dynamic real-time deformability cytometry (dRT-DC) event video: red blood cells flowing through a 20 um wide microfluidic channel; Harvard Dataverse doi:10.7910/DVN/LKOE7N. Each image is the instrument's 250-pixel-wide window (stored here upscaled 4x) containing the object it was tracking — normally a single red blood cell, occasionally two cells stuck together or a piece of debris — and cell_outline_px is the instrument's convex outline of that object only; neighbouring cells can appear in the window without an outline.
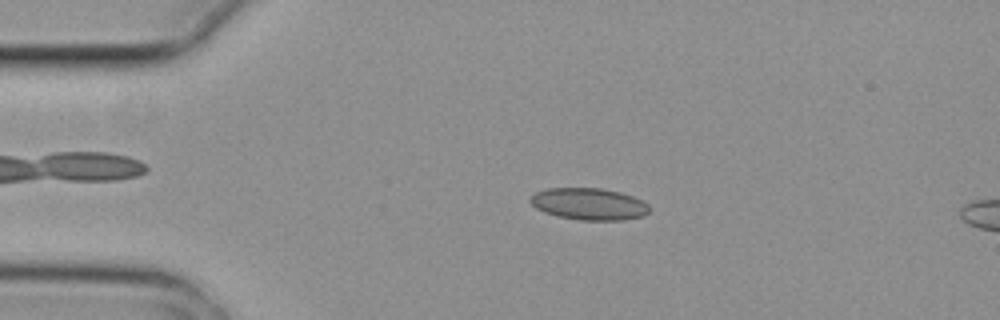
{"species": "common noctule bat (a hibernating species)", "species_latin": "Nyctalus noctula", "temperature_condition": "cold", "stored_images_in_passage": 4, "camera_frame_rate_fps": 3000, "um_per_image_px": 0.085, "animal": {"sex": "female", "body_mass_g": 29.2, "forearm_length_mm": 56.3}, "frame": {"image": 1, "passage_image": 2, "time_ms": 0.333, "image_size_px": [1000, 320], "cell_outline_px": [[652, 208], [644, 216], [620, 220], [580, 220], [556, 216], [544, 212], [536, 208], [528, 200], [536, 192], [544, 188], [600, 188], [620, 192], [632, 196], [648, 204]], "centroid_in_image_um": [50.06, 17.34], "position_along_channel_um": 34.9, "area_um2": 22.2}}